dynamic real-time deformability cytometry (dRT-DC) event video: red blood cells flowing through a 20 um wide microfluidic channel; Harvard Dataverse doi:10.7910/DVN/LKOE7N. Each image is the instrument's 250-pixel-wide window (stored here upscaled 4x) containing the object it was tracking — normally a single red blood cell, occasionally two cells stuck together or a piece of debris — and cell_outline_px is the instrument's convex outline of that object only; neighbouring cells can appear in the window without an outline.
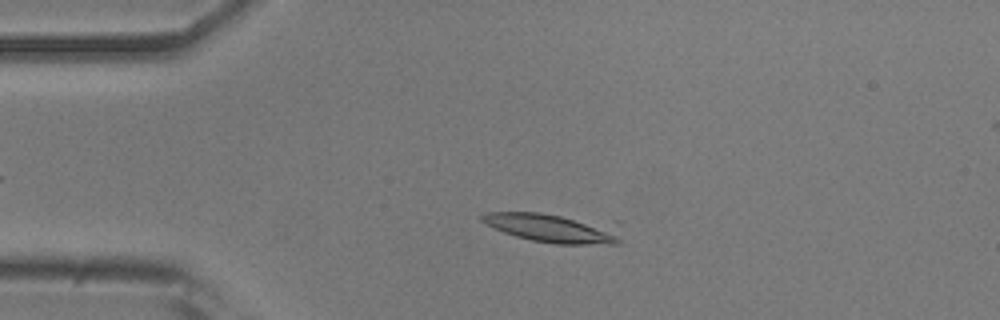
{"species": "common noctule bat (a hibernating species)", "species_latin": "Nyctalus noctula", "temperature_condition": "room temperature", "stored_images_in_passage": 22, "camera_frame_rate_fps": 3000, "um_per_image_px": 0.085, "animal": {"sex": "male", "body_mass_g": 20.5, "forearm_length_mm": 52.5}, "frame": {"image": 1, "passage_image": 10, "time_ms": 3.0, "image_size_px": [1000, 320], "cell_outline_px": [[624, 220], [620, 244], [556, 244], [532, 240], [516, 236], [504, 232], [484, 224], [480, 220], [480, 216], [484, 212], [540, 212]], "centroid_in_image_um": [47.3, 19.33], "position_along_channel_um": 37.7, "area_um2": 25.61}}
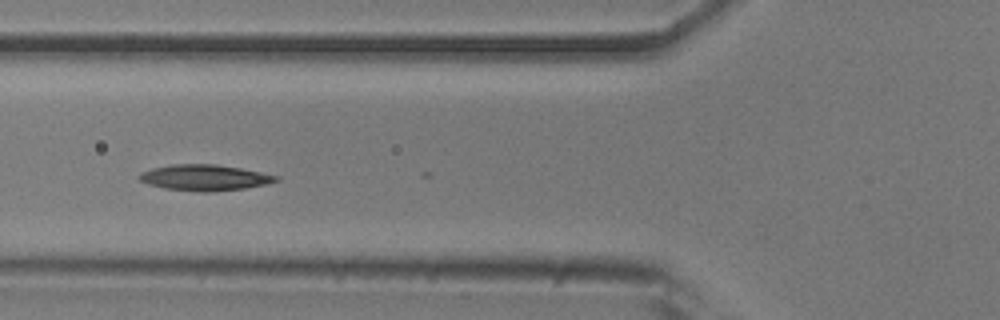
{"frame": {"image": 2, "passage_image": 18, "time_ms": 5.667, "image_size_px": [1000, 320], "cell_outline_px": [[280, 180], [264, 184], [244, 188], [212, 192], [200, 192], [164, 188], [148, 184], [140, 180], [136, 176], [140, 172], [152, 168], [172, 164], [216, 164], [240, 168], [280, 176]], "centroid_in_image_um": [17.36, 15.09], "position_along_channel_um": 108.4, "area_um2": 20.69}}
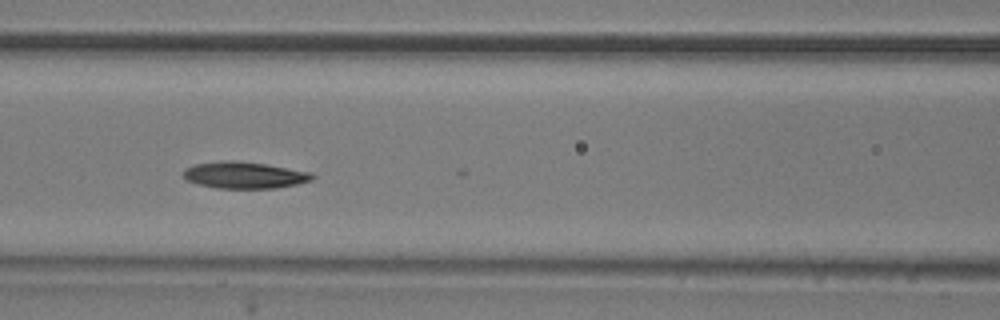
{"frame": {"image": 3, "passage_image": 21, "time_ms": 6.667, "image_size_px": [1000, 320], "cell_outline_px": [[316, 176], [312, 180], [296, 184], [276, 188], [216, 188], [184, 180], [184, 168], [196, 164], [228, 160], [232, 160], [264, 164], [308, 172]], "centroid_in_image_um": [20.74, 14.89], "position_along_channel_um": 145.9, "area_um2": 19.71}}